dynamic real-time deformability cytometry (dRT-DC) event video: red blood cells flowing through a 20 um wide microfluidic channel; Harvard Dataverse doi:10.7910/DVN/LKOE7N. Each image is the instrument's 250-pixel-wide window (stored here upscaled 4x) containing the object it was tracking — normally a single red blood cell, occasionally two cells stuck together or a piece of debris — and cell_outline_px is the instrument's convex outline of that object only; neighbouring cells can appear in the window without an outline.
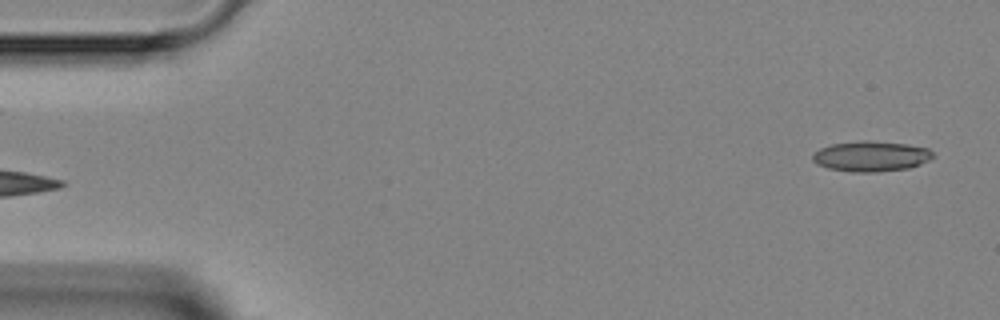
{"species": "Egyptian fruit bat (a non-hibernating species)", "species_latin": "Rousettus aegyptiacus", "temperature_condition": "room temperature", "stored_images_in_passage": 5, "segment_of_instrument_passage": [2, 2], "camera_frame_rate_fps": 3000, "um_per_image_px": 0.085, "animal": {"sex": "female"}, "frame": {"image": 1, "passage_image": 5, "time_ms": 5.667, "image_size_px": [1000, 320], "cell_outline_px": [[936, 156], [920, 164], [908, 168], [876, 172], [852, 172], [828, 168], [816, 164], [812, 160], [812, 156], [820, 148], [832, 144], [860, 140], [872, 140], [908, 144], [928, 148]], "centroid_in_image_um": [74.04, 13.27], "position_along_channel_um": 11.0, "area_um2": 21.44}}